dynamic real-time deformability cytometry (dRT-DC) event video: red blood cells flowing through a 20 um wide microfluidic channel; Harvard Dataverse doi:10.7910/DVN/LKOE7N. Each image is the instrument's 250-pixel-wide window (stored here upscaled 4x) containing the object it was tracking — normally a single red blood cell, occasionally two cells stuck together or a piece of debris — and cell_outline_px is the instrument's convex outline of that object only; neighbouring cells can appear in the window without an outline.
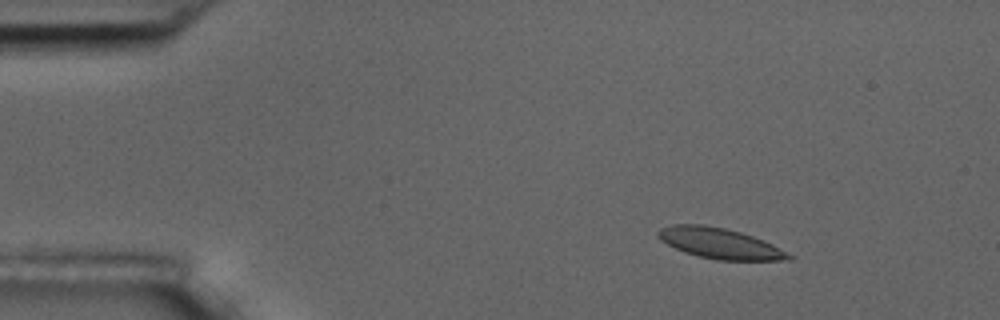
{"species": "common noctule bat (a hibernating species)", "species_latin": "Nyctalus noctula", "temperature_condition": "room temperature", "stored_images_in_passage": 8, "camera_frame_rate_fps": 3000, "um_per_image_px": 0.085, "animal": {"sex": "male", "body_mass_g": 17.5, "forearm_length_mm": 52.3}, "frame": {"image": 1, "passage_image": 1, "time_ms": 0.0, "image_size_px": [1000, 320], "cell_outline_px": [[796, 256], [792, 260], [720, 260], [700, 256], [684, 252], [660, 240], [656, 236], [656, 232], [660, 228], [672, 224], [704, 224], [724, 228], [740, 232], [752, 236], [772, 244]], "centroid_in_image_um": [61.19, 20.68], "position_along_channel_um": 23.8, "area_um2": 23.29}}
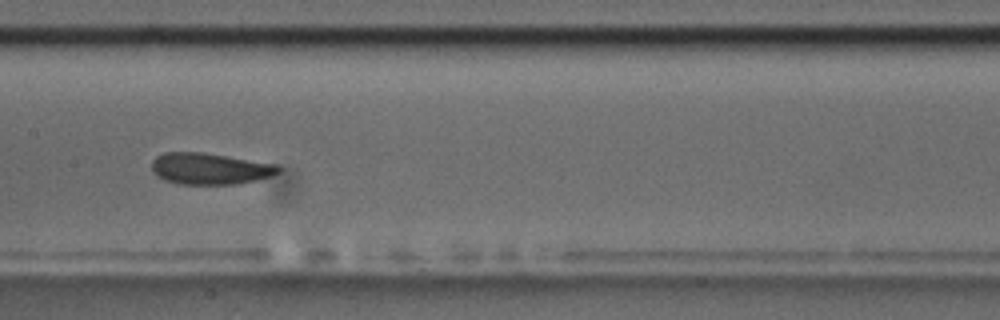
{"frame": {"image": 2, "passage_image": 7, "time_ms": 6.667, "image_size_px": [1000, 320], "cell_outline_px": [[284, 168], [280, 172], [272, 176], [256, 180], [236, 184], [176, 184], [164, 180], [156, 176], [152, 172], [152, 160], [156, 156], [164, 152], [200, 152], [280, 164]], "centroid_in_image_um": [17.87, 14.34], "position_along_channel_um": 189.5, "area_um2": 23.58}}
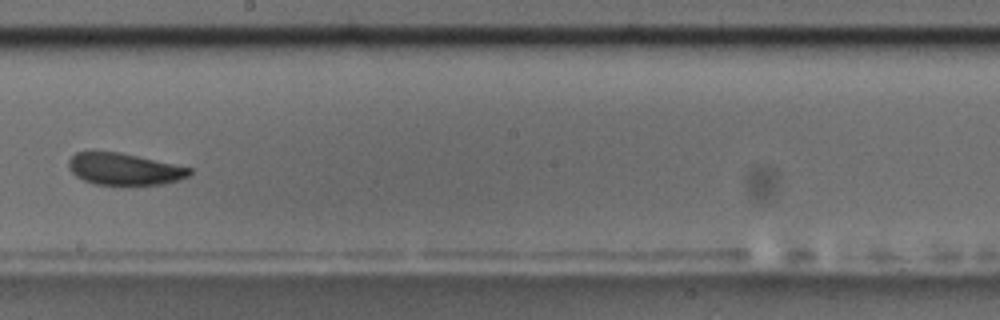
{"frame": {"image": 3, "passage_image": 8, "time_ms": 8.0, "image_size_px": [1000, 320], "cell_outline_px": [[192, 172], [188, 176], [164, 184], [92, 184], [76, 176], [68, 168], [68, 160], [76, 152], [120, 152], [192, 168]], "centroid_in_image_um": [10.54, 14.36], "position_along_channel_um": 237.7, "area_um2": 22.14}}